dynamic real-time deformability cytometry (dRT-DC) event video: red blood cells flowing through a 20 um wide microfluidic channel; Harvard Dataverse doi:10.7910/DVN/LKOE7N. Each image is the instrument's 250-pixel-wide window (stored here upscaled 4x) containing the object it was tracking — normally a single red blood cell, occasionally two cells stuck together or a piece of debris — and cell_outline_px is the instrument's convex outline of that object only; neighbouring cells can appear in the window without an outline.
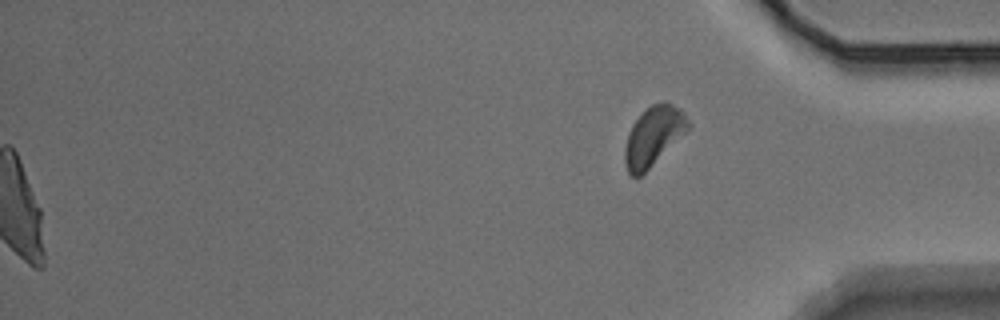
{"species": "Egyptian fruit bat (a non-hibernating species)", "species_latin": "Rousettus aegyptiacus", "temperature_condition": "warm", "stored_images_in_passage": 55, "segment_of_instrument_passage": [2, 2], "camera_frame_rate_fps": 3000, "um_per_image_px": 0.085, "animal": {"sex": "male"}, "frame": {"image": 1, "passage_image": 55, "time_ms": 18.0, "image_size_px": [1000, 320], "cell_outline_px": [[692, 124], [640, 176], [632, 176], [628, 172], [624, 160], [624, 148], [628, 132], [632, 124], [644, 108], [652, 104], [664, 100], [680, 108]], "centroid_in_image_um": [55.51, 11.5], "position_along_channel_um": 379.7, "area_um2": 21.5}}